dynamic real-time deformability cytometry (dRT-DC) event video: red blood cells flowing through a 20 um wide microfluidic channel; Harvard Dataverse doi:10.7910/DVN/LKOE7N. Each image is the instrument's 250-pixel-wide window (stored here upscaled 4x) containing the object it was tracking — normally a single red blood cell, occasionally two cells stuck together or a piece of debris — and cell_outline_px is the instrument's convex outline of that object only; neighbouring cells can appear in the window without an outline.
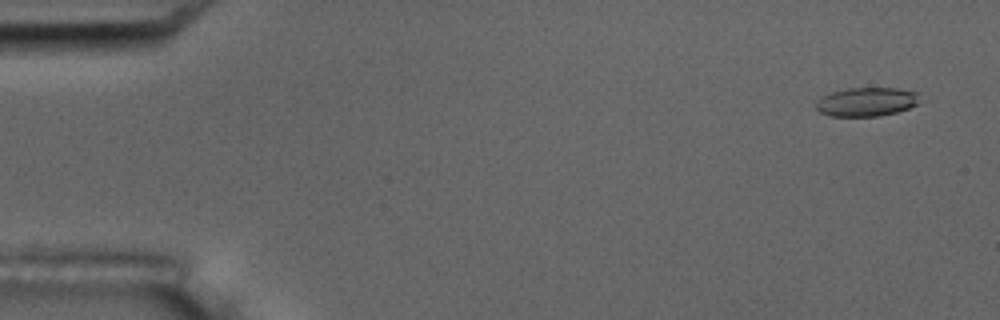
{"species": "common noctule bat (a hibernating species)", "species_latin": "Nyctalus noctula", "temperature_condition": "room temperature", "stored_images_in_passage": 55, "camera_frame_rate_fps": 3000, "um_per_image_px": 0.085, "animal": {"sex": "male", "body_mass_g": 17.5, "forearm_length_mm": 52.3}, "frame": {"image": 1, "passage_image": 3, "time_ms": 0.667, "image_size_px": [1000, 320], "cell_outline_px": [[916, 104], [908, 108], [896, 112], [880, 116], [832, 116], [820, 112], [816, 108], [816, 100], [832, 92], [848, 88], [896, 88], [916, 92]], "centroid_in_image_um": [73.6, 8.66], "position_along_channel_um": 11.4, "area_um2": 17.11}}
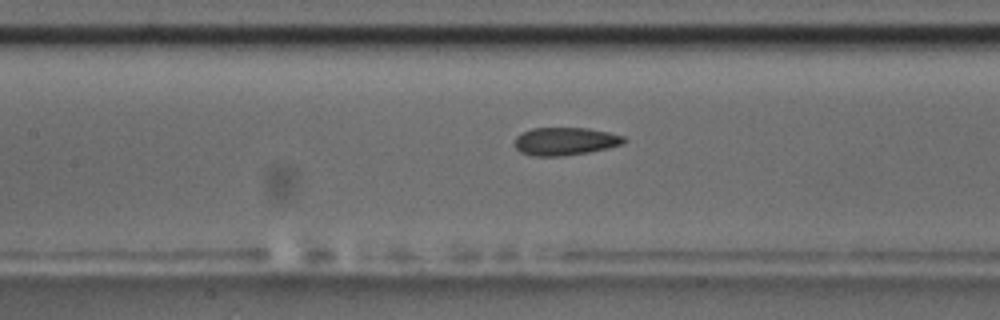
{"frame": {"image": 2, "passage_image": 25, "time_ms": 8.0, "image_size_px": [1000, 320], "cell_outline_px": [[628, 140], [624, 144], [608, 148], [588, 152], [564, 156], [532, 156], [520, 152], [516, 148], [516, 136], [532, 128], [588, 128], [608, 132], [624, 136]], "centroid_in_image_um": [48.08, 12.01], "position_along_channel_um": 159.3, "area_um2": 17.8}}
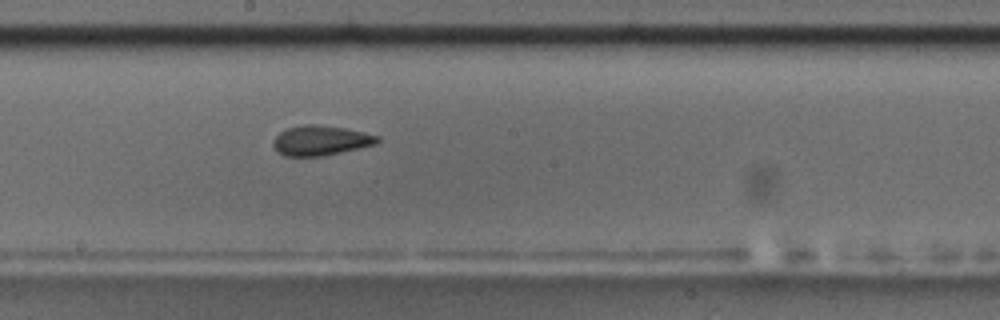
{"frame": {"image": 3, "passage_image": 30, "time_ms": 9.667, "image_size_px": [1000, 320], "cell_outline_px": [[380, 140], [376, 144], [360, 148], [324, 156], [284, 156], [272, 144], [272, 140], [280, 132], [288, 128], [304, 124], [316, 124], [344, 128], [364, 132], [380, 136]], "centroid_in_image_um": [27.28, 11.94], "position_along_channel_um": 220.9, "area_um2": 18.15}, "authors_computed_cell_mechanics": {"area_um2": 17.9758, "velocity_mm_per_s": 3.7199, "shape_relaxation_time_tau1_ms": 5.4522, "shape_relaxation_time_tau2_ms": 3.0936, "deformation_change_tau1": 0.1521, "deformation_change_tau2": 0.1063}}